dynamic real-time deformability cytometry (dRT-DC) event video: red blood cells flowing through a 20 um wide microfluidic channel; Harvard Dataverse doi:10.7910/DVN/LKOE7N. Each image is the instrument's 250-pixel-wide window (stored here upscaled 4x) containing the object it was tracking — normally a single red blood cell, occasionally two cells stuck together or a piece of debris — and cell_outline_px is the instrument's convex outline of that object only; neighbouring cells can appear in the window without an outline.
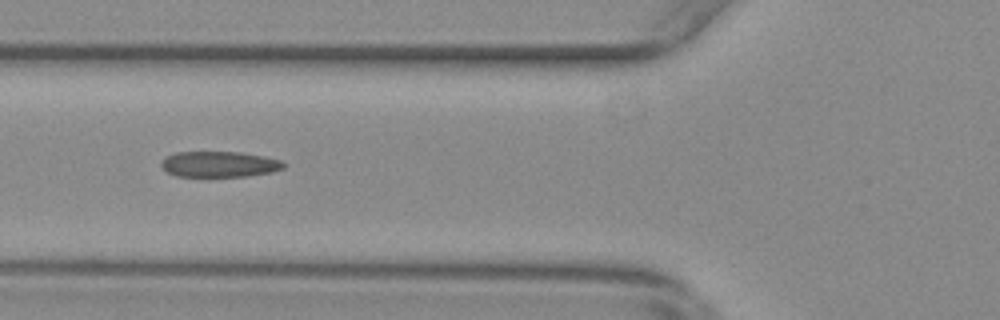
{"species": "common noctule bat (a hibernating species)", "species_latin": "Nyctalus noctula", "temperature_condition": "warm", "stored_images_in_passage": 36, "camera_frame_rate_fps": 3000, "um_per_image_px": 0.085, "animal": {"sex": "female", "body_mass_g": 29.2, "forearm_length_mm": 56.3}, "frame": {"image": 1, "passage_image": 13, "time_ms": 4.0, "image_size_px": [1000, 320], "cell_outline_px": [[284, 168], [272, 172], [248, 176], [176, 176], [168, 172], [160, 164], [168, 156], [176, 152], [240, 152], [264, 156], [280, 160], [284, 164]], "centroid_in_image_um": [18.67, 13.96], "position_along_channel_um": 107.1, "area_um2": 18.15}}
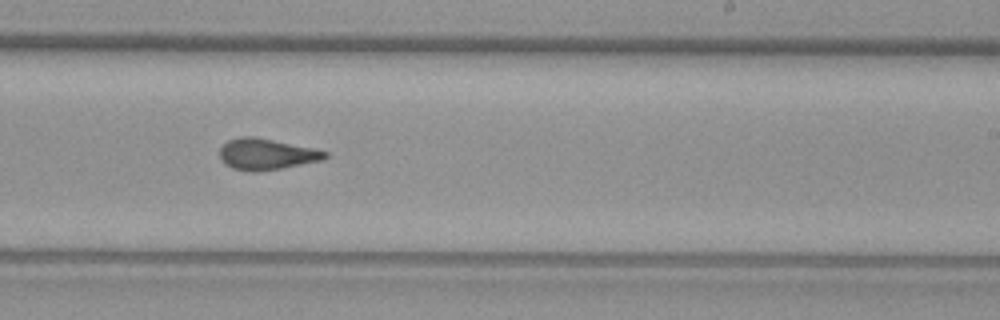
{"frame": {"image": 2, "passage_image": 26, "time_ms": 8.333, "image_size_px": [1000, 320], "cell_outline_px": [[328, 156], [324, 160], [280, 168], [256, 172], [252, 172], [232, 168], [224, 164], [220, 160], [220, 148], [228, 140], [240, 136], [256, 136], [316, 148], [328, 152]], "centroid_in_image_um": [22.66, 13.09], "position_along_channel_um": 266.3, "area_um2": 19.42}}
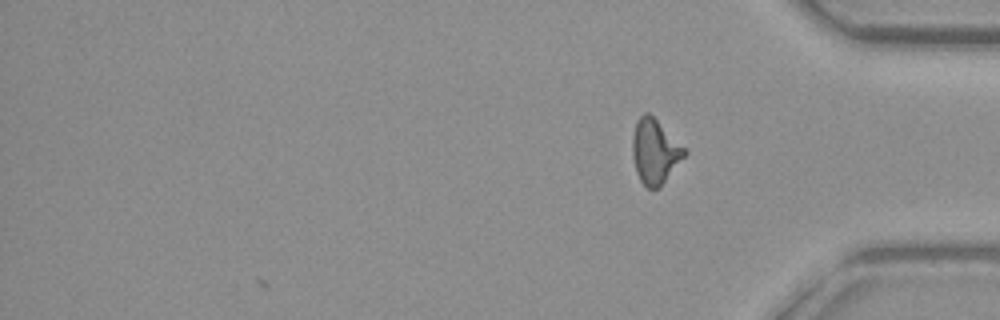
{"frame": {"image": 3, "passage_image": 36, "time_ms": 11.667, "image_size_px": [1000, 320], "cell_outline_px": [[688, 152], [660, 188], [648, 188], [640, 180], [636, 172], [632, 156], [632, 136], [636, 120], [644, 112], [648, 112]], "centroid_in_image_um": [55.64, 12.89], "position_along_channel_um": 379.6, "area_um2": 19.36}, "authors_computed_cell_mechanics": {"area_um2": 19.1607, "velocity_mm_per_s": 3.6682, "shape_relaxation_time_tau1_ms": null, "shape_relaxation_time_tau2_ms": 1.7003, "deformation_change_tau1": null, "deformation_change_tau2": 0.0754}}